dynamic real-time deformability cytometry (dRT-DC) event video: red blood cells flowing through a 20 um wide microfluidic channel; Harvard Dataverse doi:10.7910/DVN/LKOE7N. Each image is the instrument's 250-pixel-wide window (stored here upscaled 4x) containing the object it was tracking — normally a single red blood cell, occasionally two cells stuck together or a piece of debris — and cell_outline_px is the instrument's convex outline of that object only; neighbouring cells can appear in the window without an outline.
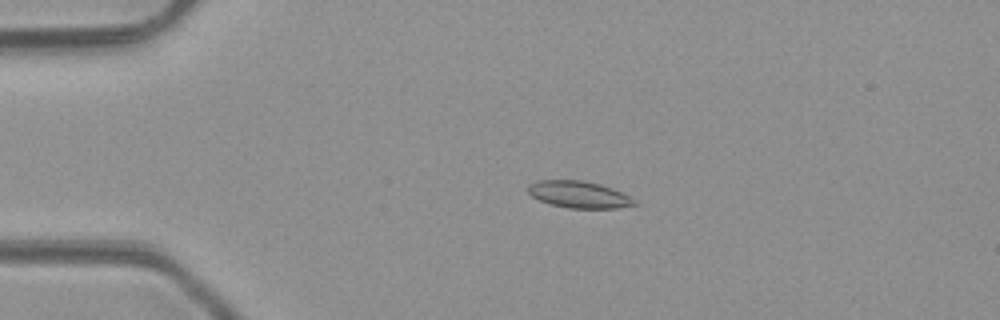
{"species": "common noctule bat (a hibernating species)", "species_latin": "Nyctalus noctula", "temperature_condition": "room temperature", "stored_images_in_passage": 3, "camera_frame_rate_fps": 3000, "um_per_image_px": 0.085, "animal": {"sex": "male", "body_mass_g": 23.1, "forearm_length_mm": 52.7}, "frame": {"image": 1, "passage_image": 2, "time_ms": 2.0, "image_size_px": [1000, 320], "cell_outline_px": [[636, 204], [616, 208], [568, 208], [548, 204], [532, 196], [528, 192], [528, 184], [536, 180], [584, 180], [600, 184], [612, 188], [636, 200]], "centroid_in_image_um": [49.16, 16.53], "position_along_channel_um": 35.8, "area_um2": 16.65}}